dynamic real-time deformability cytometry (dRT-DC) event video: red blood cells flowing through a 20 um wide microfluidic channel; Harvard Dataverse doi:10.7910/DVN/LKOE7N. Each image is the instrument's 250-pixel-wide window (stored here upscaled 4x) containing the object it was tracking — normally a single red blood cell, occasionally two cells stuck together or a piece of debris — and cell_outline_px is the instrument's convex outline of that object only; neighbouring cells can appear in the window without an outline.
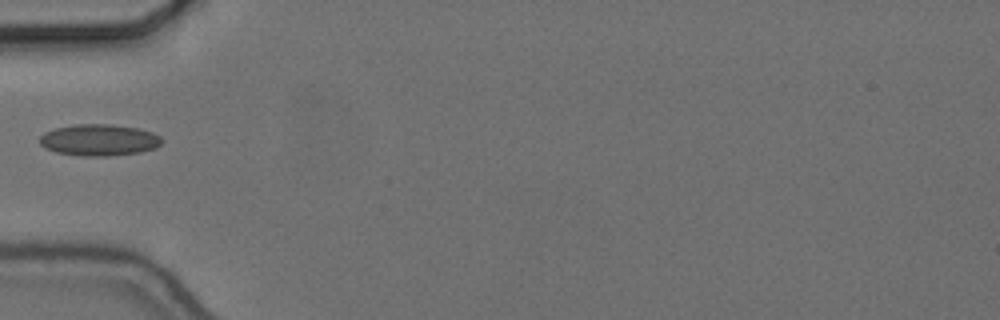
{"species": "common noctule bat (a hibernating species)", "species_latin": "Nyctalus noctula", "temperature_condition": "cold", "stored_images_in_passage": 36, "camera_frame_rate_fps": 3000, "um_per_image_px": 0.085, "animal": {"sex": "female", "body_mass_g": 24.6, "forearm_length_mm": 56.2}, "frame": {"image": 1, "passage_image": 1, "time_ms": 0.0, "image_size_px": [1000, 320], "cell_outline_px": [[164, 140], [156, 148], [140, 152], [108, 156], [84, 156], [56, 152], [40, 144], [40, 136], [44, 132], [56, 128], [76, 124], [108, 124], [136, 128], [152, 132], [160, 136]], "centroid_in_image_um": [8.45, 11.9], "position_along_channel_um": 76.6, "area_um2": 22.31}}